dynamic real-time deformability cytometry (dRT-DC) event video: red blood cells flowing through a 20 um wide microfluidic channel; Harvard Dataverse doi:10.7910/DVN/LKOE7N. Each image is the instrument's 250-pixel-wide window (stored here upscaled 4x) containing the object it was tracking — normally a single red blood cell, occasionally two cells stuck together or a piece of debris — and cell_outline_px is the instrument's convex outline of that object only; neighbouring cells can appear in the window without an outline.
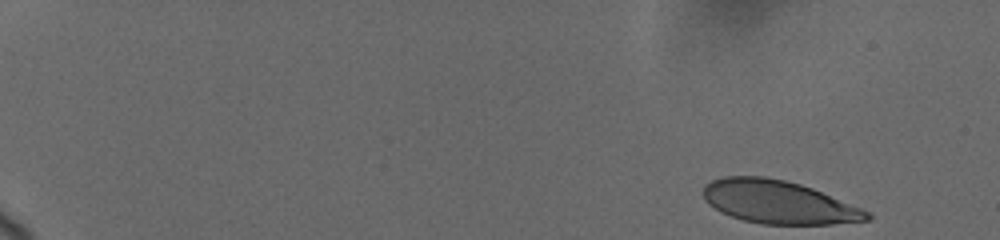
{"species": "human", "species_latin": "Homo sapiens", "temperature_condition": "cold", "stored_images_in_passage": 17, "camera_frame_rate_fps": 3000, "um_per_image_px": 0.085, "donor": {"sex": "female"}, "frame": {"image": 1, "passage_image": 1, "time_ms": 0.0, "image_size_px": [1000, 240], "cell_outline_px": [[872, 220], [832, 224], [760, 224], [744, 220], [720, 212], [708, 204], [704, 200], [704, 184], [712, 180], [724, 176], [764, 176], [784, 180], [800, 184], [812, 188], [860, 208], [868, 212], [872, 216]], "centroid_in_image_um": [66.14, 17.18], "position_along_channel_um": 18.9, "area_um2": 40.98}}
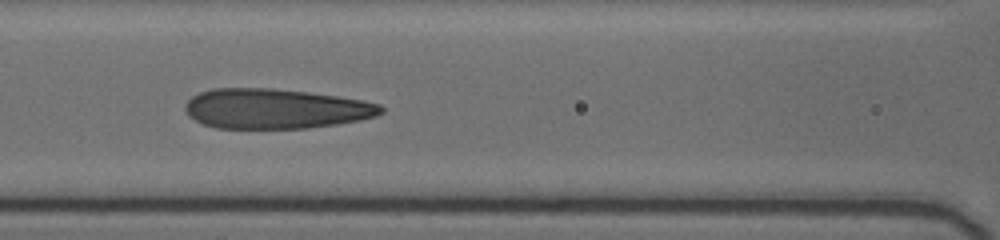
{"frame": {"image": 2, "passage_image": 15, "time_ms": 8.0, "image_size_px": [1000, 240], "cell_outline_px": [[384, 112], [376, 116], [360, 120], [336, 124], [308, 128], [216, 128], [204, 124], [188, 116], [184, 108], [184, 104], [192, 96], [200, 92], [212, 88], [272, 88], [308, 92], [336, 96], [360, 100], [380, 104], [384, 108]], "centroid_in_image_um": [23.39, 9.24], "position_along_channel_um": 143.2, "area_um2": 45.6}}
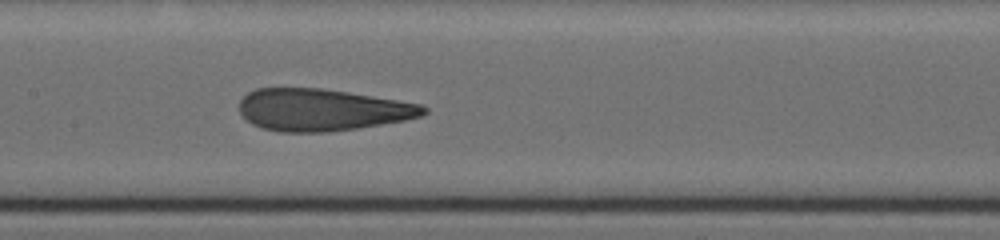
{"frame": {"image": 3, "passage_image": 17, "time_ms": 9.0, "image_size_px": [1000, 240], "cell_outline_px": [[428, 112], [420, 116], [404, 120], [356, 128], [328, 132], [280, 132], [264, 128], [252, 124], [240, 112], [240, 100], [248, 92], [256, 88], [320, 88], [348, 92], [420, 104], [428, 108]], "centroid_in_image_um": [27.36, 9.33], "position_along_channel_um": 180.0, "area_um2": 44.74}}